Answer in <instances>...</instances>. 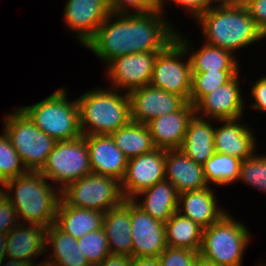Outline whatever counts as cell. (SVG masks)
<instances>
[{"label": "cell", "instance_id": "d6a6232c", "mask_svg": "<svg viewBox=\"0 0 266 266\" xmlns=\"http://www.w3.org/2000/svg\"><path fill=\"white\" fill-rule=\"evenodd\" d=\"M0 134V185L27 172L9 137L2 129Z\"/></svg>", "mask_w": 266, "mask_h": 266}, {"label": "cell", "instance_id": "5b68a950", "mask_svg": "<svg viewBox=\"0 0 266 266\" xmlns=\"http://www.w3.org/2000/svg\"><path fill=\"white\" fill-rule=\"evenodd\" d=\"M67 91L61 87L39 102L19 107L42 132L56 141L82 136L77 98L68 100Z\"/></svg>", "mask_w": 266, "mask_h": 266}, {"label": "cell", "instance_id": "d4e9b609", "mask_svg": "<svg viewBox=\"0 0 266 266\" xmlns=\"http://www.w3.org/2000/svg\"><path fill=\"white\" fill-rule=\"evenodd\" d=\"M217 120L201 118L196 114L190 120L181 151L195 163L203 165L214 153V132Z\"/></svg>", "mask_w": 266, "mask_h": 266}, {"label": "cell", "instance_id": "b9f144b4", "mask_svg": "<svg viewBox=\"0 0 266 266\" xmlns=\"http://www.w3.org/2000/svg\"><path fill=\"white\" fill-rule=\"evenodd\" d=\"M131 260L130 256L110 253L98 266H130Z\"/></svg>", "mask_w": 266, "mask_h": 266}, {"label": "cell", "instance_id": "7dc6e473", "mask_svg": "<svg viewBox=\"0 0 266 266\" xmlns=\"http://www.w3.org/2000/svg\"><path fill=\"white\" fill-rule=\"evenodd\" d=\"M195 266H219L216 263L206 260L205 258L198 256Z\"/></svg>", "mask_w": 266, "mask_h": 266}, {"label": "cell", "instance_id": "4dcf8cb0", "mask_svg": "<svg viewBox=\"0 0 266 266\" xmlns=\"http://www.w3.org/2000/svg\"><path fill=\"white\" fill-rule=\"evenodd\" d=\"M241 162L242 160L236 157L215 152L203 164L208 185L219 188L237 183Z\"/></svg>", "mask_w": 266, "mask_h": 266}, {"label": "cell", "instance_id": "1f68e13d", "mask_svg": "<svg viewBox=\"0 0 266 266\" xmlns=\"http://www.w3.org/2000/svg\"><path fill=\"white\" fill-rule=\"evenodd\" d=\"M241 70L192 72L189 102L194 106L203 96L228 83Z\"/></svg>", "mask_w": 266, "mask_h": 266}, {"label": "cell", "instance_id": "7bdbcfd3", "mask_svg": "<svg viewBox=\"0 0 266 266\" xmlns=\"http://www.w3.org/2000/svg\"><path fill=\"white\" fill-rule=\"evenodd\" d=\"M246 0H210V8L214 7H236L245 5Z\"/></svg>", "mask_w": 266, "mask_h": 266}, {"label": "cell", "instance_id": "30bf717a", "mask_svg": "<svg viewBox=\"0 0 266 266\" xmlns=\"http://www.w3.org/2000/svg\"><path fill=\"white\" fill-rule=\"evenodd\" d=\"M192 72L185 48L175 39L157 54L150 85L189 102Z\"/></svg>", "mask_w": 266, "mask_h": 266}, {"label": "cell", "instance_id": "ac0fdd59", "mask_svg": "<svg viewBox=\"0 0 266 266\" xmlns=\"http://www.w3.org/2000/svg\"><path fill=\"white\" fill-rule=\"evenodd\" d=\"M195 115L194 106L187 102L180 110L153 118L146 126L155 148L180 149L190 120Z\"/></svg>", "mask_w": 266, "mask_h": 266}, {"label": "cell", "instance_id": "484cf974", "mask_svg": "<svg viewBox=\"0 0 266 266\" xmlns=\"http://www.w3.org/2000/svg\"><path fill=\"white\" fill-rule=\"evenodd\" d=\"M132 200L151 217L166 223L177 212L179 193L170 181L164 179L141 191Z\"/></svg>", "mask_w": 266, "mask_h": 266}, {"label": "cell", "instance_id": "9c48e42d", "mask_svg": "<svg viewBox=\"0 0 266 266\" xmlns=\"http://www.w3.org/2000/svg\"><path fill=\"white\" fill-rule=\"evenodd\" d=\"M61 198L70 206L93 209L102 213L119 206L125 200L121 181L94 173L69 183L61 191Z\"/></svg>", "mask_w": 266, "mask_h": 266}, {"label": "cell", "instance_id": "6da1fadb", "mask_svg": "<svg viewBox=\"0 0 266 266\" xmlns=\"http://www.w3.org/2000/svg\"><path fill=\"white\" fill-rule=\"evenodd\" d=\"M166 18L159 8L147 13H110L84 47L105 65L122 55L161 52L175 40L177 31Z\"/></svg>", "mask_w": 266, "mask_h": 266}, {"label": "cell", "instance_id": "ffe728a7", "mask_svg": "<svg viewBox=\"0 0 266 266\" xmlns=\"http://www.w3.org/2000/svg\"><path fill=\"white\" fill-rule=\"evenodd\" d=\"M215 189L210 186L180 193L177 212L190 218L203 229L209 227L228 212L218 203Z\"/></svg>", "mask_w": 266, "mask_h": 266}, {"label": "cell", "instance_id": "4fadbf2b", "mask_svg": "<svg viewBox=\"0 0 266 266\" xmlns=\"http://www.w3.org/2000/svg\"><path fill=\"white\" fill-rule=\"evenodd\" d=\"M132 257L158 258L167 248L165 223L154 219L130 199Z\"/></svg>", "mask_w": 266, "mask_h": 266}, {"label": "cell", "instance_id": "44dd1931", "mask_svg": "<svg viewBox=\"0 0 266 266\" xmlns=\"http://www.w3.org/2000/svg\"><path fill=\"white\" fill-rule=\"evenodd\" d=\"M165 179L171 182L179 194L210 187L203 165L195 163L181 149L166 150Z\"/></svg>", "mask_w": 266, "mask_h": 266}, {"label": "cell", "instance_id": "5bb4252c", "mask_svg": "<svg viewBox=\"0 0 266 266\" xmlns=\"http://www.w3.org/2000/svg\"><path fill=\"white\" fill-rule=\"evenodd\" d=\"M166 150L155 148L152 152L128 159L121 180L125 199H133L141 191L165 179Z\"/></svg>", "mask_w": 266, "mask_h": 266}, {"label": "cell", "instance_id": "74e56055", "mask_svg": "<svg viewBox=\"0 0 266 266\" xmlns=\"http://www.w3.org/2000/svg\"><path fill=\"white\" fill-rule=\"evenodd\" d=\"M172 3L177 8H183L195 20L200 14L210 9V0H162L159 3V10L165 15V6Z\"/></svg>", "mask_w": 266, "mask_h": 266}, {"label": "cell", "instance_id": "3957f363", "mask_svg": "<svg viewBox=\"0 0 266 266\" xmlns=\"http://www.w3.org/2000/svg\"><path fill=\"white\" fill-rule=\"evenodd\" d=\"M196 23L202 31L203 42L223 48L234 56L242 48L266 39L245 5L210 8L195 19Z\"/></svg>", "mask_w": 266, "mask_h": 266}, {"label": "cell", "instance_id": "e575fe53", "mask_svg": "<svg viewBox=\"0 0 266 266\" xmlns=\"http://www.w3.org/2000/svg\"><path fill=\"white\" fill-rule=\"evenodd\" d=\"M80 252L91 266H98L109 254V244L103 228L77 239Z\"/></svg>", "mask_w": 266, "mask_h": 266}, {"label": "cell", "instance_id": "8992f818", "mask_svg": "<svg viewBox=\"0 0 266 266\" xmlns=\"http://www.w3.org/2000/svg\"><path fill=\"white\" fill-rule=\"evenodd\" d=\"M242 220L225 213L202 232L199 255L219 266H243V256L252 233Z\"/></svg>", "mask_w": 266, "mask_h": 266}, {"label": "cell", "instance_id": "8d00e7d4", "mask_svg": "<svg viewBox=\"0 0 266 266\" xmlns=\"http://www.w3.org/2000/svg\"><path fill=\"white\" fill-rule=\"evenodd\" d=\"M108 5L115 14L147 13L159 8L155 0H108Z\"/></svg>", "mask_w": 266, "mask_h": 266}, {"label": "cell", "instance_id": "277c9868", "mask_svg": "<svg viewBox=\"0 0 266 266\" xmlns=\"http://www.w3.org/2000/svg\"><path fill=\"white\" fill-rule=\"evenodd\" d=\"M77 102L82 136L110 135L131 121L127 92L98 86L79 95Z\"/></svg>", "mask_w": 266, "mask_h": 266}, {"label": "cell", "instance_id": "7a4b0ae2", "mask_svg": "<svg viewBox=\"0 0 266 266\" xmlns=\"http://www.w3.org/2000/svg\"><path fill=\"white\" fill-rule=\"evenodd\" d=\"M1 192L14 206L20 223L45 228L55 223L61 191L39 171L6 181Z\"/></svg>", "mask_w": 266, "mask_h": 266}, {"label": "cell", "instance_id": "836d02e7", "mask_svg": "<svg viewBox=\"0 0 266 266\" xmlns=\"http://www.w3.org/2000/svg\"><path fill=\"white\" fill-rule=\"evenodd\" d=\"M241 162L239 178L247 186L266 193V154H257Z\"/></svg>", "mask_w": 266, "mask_h": 266}, {"label": "cell", "instance_id": "ab89813d", "mask_svg": "<svg viewBox=\"0 0 266 266\" xmlns=\"http://www.w3.org/2000/svg\"><path fill=\"white\" fill-rule=\"evenodd\" d=\"M250 84L252 87L249 94L253 102L248 107L256 112L266 113V74Z\"/></svg>", "mask_w": 266, "mask_h": 266}, {"label": "cell", "instance_id": "ba28073f", "mask_svg": "<svg viewBox=\"0 0 266 266\" xmlns=\"http://www.w3.org/2000/svg\"><path fill=\"white\" fill-rule=\"evenodd\" d=\"M39 172L60 191L69 183L92 173L84 136L57 141Z\"/></svg>", "mask_w": 266, "mask_h": 266}, {"label": "cell", "instance_id": "9a60e30c", "mask_svg": "<svg viewBox=\"0 0 266 266\" xmlns=\"http://www.w3.org/2000/svg\"><path fill=\"white\" fill-rule=\"evenodd\" d=\"M110 13L108 0H66L64 25L84 47Z\"/></svg>", "mask_w": 266, "mask_h": 266}, {"label": "cell", "instance_id": "e0dca14e", "mask_svg": "<svg viewBox=\"0 0 266 266\" xmlns=\"http://www.w3.org/2000/svg\"><path fill=\"white\" fill-rule=\"evenodd\" d=\"M244 117L238 119L217 120L215 124L214 149L217 153L227 154L242 161L253 156L258 149L254 127L241 123ZM255 134V135H254Z\"/></svg>", "mask_w": 266, "mask_h": 266}, {"label": "cell", "instance_id": "603a6c76", "mask_svg": "<svg viewBox=\"0 0 266 266\" xmlns=\"http://www.w3.org/2000/svg\"><path fill=\"white\" fill-rule=\"evenodd\" d=\"M46 230L39 225L19 223L7 234L6 258L30 264L38 256L46 257Z\"/></svg>", "mask_w": 266, "mask_h": 266}, {"label": "cell", "instance_id": "d6986e66", "mask_svg": "<svg viewBox=\"0 0 266 266\" xmlns=\"http://www.w3.org/2000/svg\"><path fill=\"white\" fill-rule=\"evenodd\" d=\"M89 151L91 171L121 181L125 175L128 158L115 145L110 135L84 136Z\"/></svg>", "mask_w": 266, "mask_h": 266}, {"label": "cell", "instance_id": "cb8c5ba5", "mask_svg": "<svg viewBox=\"0 0 266 266\" xmlns=\"http://www.w3.org/2000/svg\"><path fill=\"white\" fill-rule=\"evenodd\" d=\"M102 228L111 254L132 257L130 199L104 213Z\"/></svg>", "mask_w": 266, "mask_h": 266}, {"label": "cell", "instance_id": "f1b7e54d", "mask_svg": "<svg viewBox=\"0 0 266 266\" xmlns=\"http://www.w3.org/2000/svg\"><path fill=\"white\" fill-rule=\"evenodd\" d=\"M110 136L128 159L150 153L155 149L146 124L130 121Z\"/></svg>", "mask_w": 266, "mask_h": 266}, {"label": "cell", "instance_id": "bcb514c9", "mask_svg": "<svg viewBox=\"0 0 266 266\" xmlns=\"http://www.w3.org/2000/svg\"><path fill=\"white\" fill-rule=\"evenodd\" d=\"M7 234L0 233V261L6 258Z\"/></svg>", "mask_w": 266, "mask_h": 266}, {"label": "cell", "instance_id": "52a82bcc", "mask_svg": "<svg viewBox=\"0 0 266 266\" xmlns=\"http://www.w3.org/2000/svg\"><path fill=\"white\" fill-rule=\"evenodd\" d=\"M12 110L5 112L2 128L27 171H39L57 141L42 132L19 107Z\"/></svg>", "mask_w": 266, "mask_h": 266}, {"label": "cell", "instance_id": "7402d4cb", "mask_svg": "<svg viewBox=\"0 0 266 266\" xmlns=\"http://www.w3.org/2000/svg\"><path fill=\"white\" fill-rule=\"evenodd\" d=\"M182 35L183 33L177 29L175 39L185 48L189 55L191 72L241 70V62L231 52L205 42L195 48L191 42L193 40Z\"/></svg>", "mask_w": 266, "mask_h": 266}, {"label": "cell", "instance_id": "4316f807", "mask_svg": "<svg viewBox=\"0 0 266 266\" xmlns=\"http://www.w3.org/2000/svg\"><path fill=\"white\" fill-rule=\"evenodd\" d=\"M104 213L93 209L68 205L62 198L59 201L55 225L75 239L102 228Z\"/></svg>", "mask_w": 266, "mask_h": 266}, {"label": "cell", "instance_id": "ee69618b", "mask_svg": "<svg viewBox=\"0 0 266 266\" xmlns=\"http://www.w3.org/2000/svg\"><path fill=\"white\" fill-rule=\"evenodd\" d=\"M130 266H160L158 258H134L130 262Z\"/></svg>", "mask_w": 266, "mask_h": 266}, {"label": "cell", "instance_id": "8fae6325", "mask_svg": "<svg viewBox=\"0 0 266 266\" xmlns=\"http://www.w3.org/2000/svg\"><path fill=\"white\" fill-rule=\"evenodd\" d=\"M159 52L132 53L115 57L105 67L109 88L122 92L150 85L154 62Z\"/></svg>", "mask_w": 266, "mask_h": 266}, {"label": "cell", "instance_id": "681fc988", "mask_svg": "<svg viewBox=\"0 0 266 266\" xmlns=\"http://www.w3.org/2000/svg\"><path fill=\"white\" fill-rule=\"evenodd\" d=\"M158 4L162 1V0H155Z\"/></svg>", "mask_w": 266, "mask_h": 266}, {"label": "cell", "instance_id": "83f0119b", "mask_svg": "<svg viewBox=\"0 0 266 266\" xmlns=\"http://www.w3.org/2000/svg\"><path fill=\"white\" fill-rule=\"evenodd\" d=\"M45 247V259L55 266H91L80 252L77 239L64 233L55 224L46 230Z\"/></svg>", "mask_w": 266, "mask_h": 266}, {"label": "cell", "instance_id": "d590c367", "mask_svg": "<svg viewBox=\"0 0 266 266\" xmlns=\"http://www.w3.org/2000/svg\"><path fill=\"white\" fill-rule=\"evenodd\" d=\"M199 252L184 248L167 246L160 254V266H195Z\"/></svg>", "mask_w": 266, "mask_h": 266}, {"label": "cell", "instance_id": "7c38bea8", "mask_svg": "<svg viewBox=\"0 0 266 266\" xmlns=\"http://www.w3.org/2000/svg\"><path fill=\"white\" fill-rule=\"evenodd\" d=\"M239 71L228 83L203 96L195 105V114L212 120L245 117V98Z\"/></svg>", "mask_w": 266, "mask_h": 266}, {"label": "cell", "instance_id": "f6af8a7d", "mask_svg": "<svg viewBox=\"0 0 266 266\" xmlns=\"http://www.w3.org/2000/svg\"><path fill=\"white\" fill-rule=\"evenodd\" d=\"M29 264L24 261L15 260L12 258H4L0 261V266H28Z\"/></svg>", "mask_w": 266, "mask_h": 266}, {"label": "cell", "instance_id": "f35d334b", "mask_svg": "<svg viewBox=\"0 0 266 266\" xmlns=\"http://www.w3.org/2000/svg\"><path fill=\"white\" fill-rule=\"evenodd\" d=\"M19 223L14 206L0 191V233L8 234Z\"/></svg>", "mask_w": 266, "mask_h": 266}, {"label": "cell", "instance_id": "c3c4849f", "mask_svg": "<svg viewBox=\"0 0 266 266\" xmlns=\"http://www.w3.org/2000/svg\"><path fill=\"white\" fill-rule=\"evenodd\" d=\"M28 266H55L52 262L48 261L47 259L43 258L39 262L30 263Z\"/></svg>", "mask_w": 266, "mask_h": 266}, {"label": "cell", "instance_id": "2e32d148", "mask_svg": "<svg viewBox=\"0 0 266 266\" xmlns=\"http://www.w3.org/2000/svg\"><path fill=\"white\" fill-rule=\"evenodd\" d=\"M132 122L147 124L153 118L180 110L187 102L180 96L147 85L128 92Z\"/></svg>", "mask_w": 266, "mask_h": 266}, {"label": "cell", "instance_id": "60d3db41", "mask_svg": "<svg viewBox=\"0 0 266 266\" xmlns=\"http://www.w3.org/2000/svg\"><path fill=\"white\" fill-rule=\"evenodd\" d=\"M245 6L266 38V0H246Z\"/></svg>", "mask_w": 266, "mask_h": 266}, {"label": "cell", "instance_id": "f546056e", "mask_svg": "<svg viewBox=\"0 0 266 266\" xmlns=\"http://www.w3.org/2000/svg\"><path fill=\"white\" fill-rule=\"evenodd\" d=\"M203 228L190 218L175 212L165 223L167 246L199 252Z\"/></svg>", "mask_w": 266, "mask_h": 266}]
</instances>
